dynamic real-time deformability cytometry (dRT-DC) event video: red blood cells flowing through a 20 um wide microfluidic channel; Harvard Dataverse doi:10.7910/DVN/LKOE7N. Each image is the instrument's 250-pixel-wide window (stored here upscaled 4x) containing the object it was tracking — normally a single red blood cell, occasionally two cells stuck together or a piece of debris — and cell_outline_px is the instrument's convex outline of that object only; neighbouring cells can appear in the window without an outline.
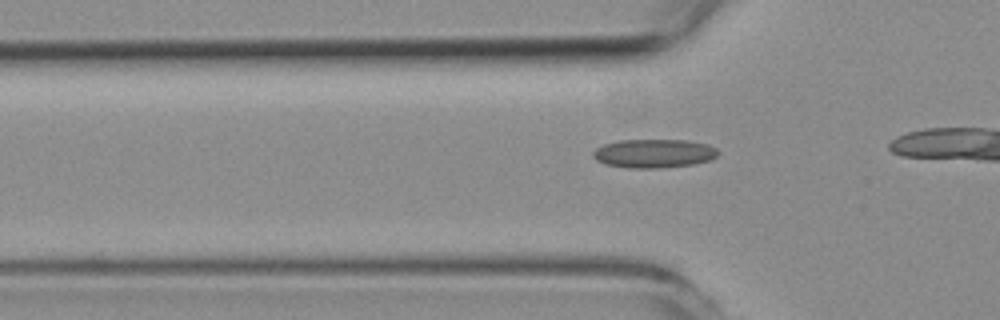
{"species": "common noctule bat (a hibernating species)", "species_latin": "Nyctalus noctula", "temperature_condition": "room temperature", "stored_images_in_passage": 21, "camera_frame_rate_fps": 3000, "um_per_image_px": 0.085, "animal": {"sex": "female", "body_mass_g": 19.3, "forearm_length_mm": 54.1}, "frame": {"image": 1, "passage_image": 12, "time_ms": 3.667, "image_size_px": [1000, 320], "cell_outline_px": [[720, 152], [712, 160], [692, 164], [656, 168], [628, 168], [604, 164], [596, 160], [592, 156], [592, 152], [596, 148], [604, 144], [616, 140], [688, 140], [708, 144], [716, 148]], "centroid_in_image_um": [55.57, 13.04], "position_along_channel_um": 70.2, "area_um2": 21.1}}
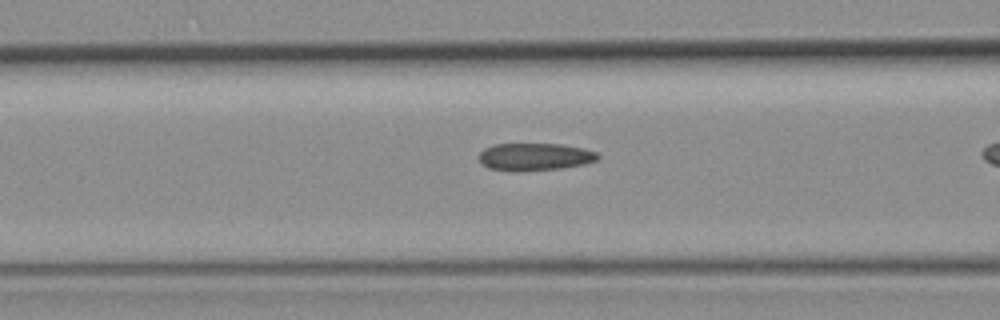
{"frame": {"image": 2, "passage_image": 16, "time_ms": 5.0, "image_size_px": [1000, 320], "cell_outline_px": [[600, 156], [596, 160], [584, 164], [560, 168], [520, 172], [516, 172], [488, 168], [480, 160], [480, 152], [484, 148], [496, 144], [560, 144], [584, 148], [596, 152]], "centroid_in_image_um": [45.46, 13.33], "position_along_channel_um": 121.1, "area_um2": 19.02}}
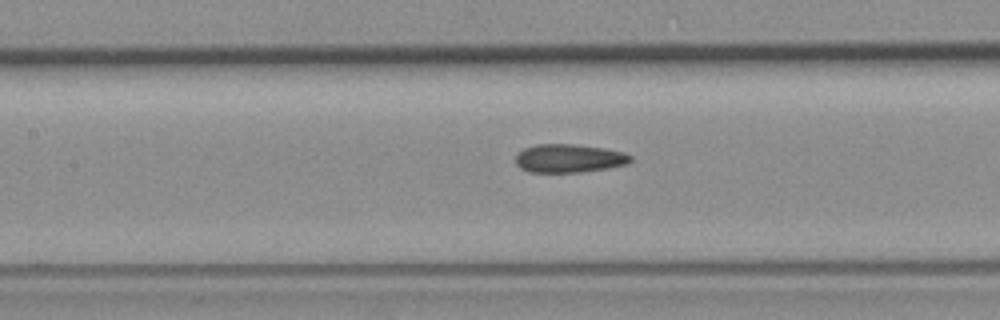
{"frame": {"image": 3, "passage_image": 19, "time_ms": 6.0, "image_size_px": [1000, 320], "cell_outline_px": [[632, 160], [628, 164], [608, 168], [580, 172], [528, 172], [520, 168], [516, 164], [516, 156], [524, 148], [536, 144], [572, 144], [604, 148], [624, 152], [632, 156]], "centroid_in_image_um": [48.38, 13.46], "position_along_channel_um": 159.0, "area_um2": 19.07}}